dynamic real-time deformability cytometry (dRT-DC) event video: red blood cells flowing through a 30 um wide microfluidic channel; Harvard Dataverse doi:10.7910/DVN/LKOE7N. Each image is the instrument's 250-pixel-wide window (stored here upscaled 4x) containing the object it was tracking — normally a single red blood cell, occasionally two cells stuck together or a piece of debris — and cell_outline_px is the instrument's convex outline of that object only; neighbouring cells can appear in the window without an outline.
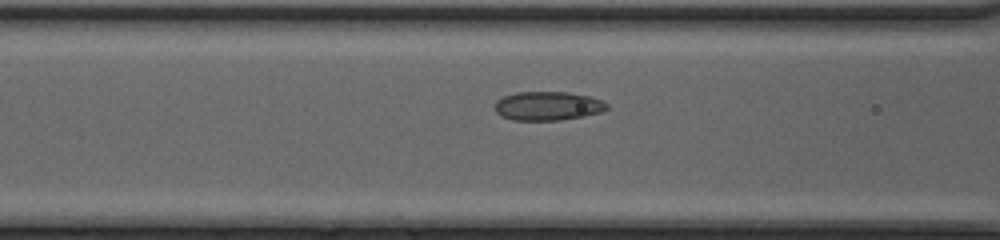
{"species": "common noctule bat (a hibernating species)", "species_latin": "Nyctalus noctula", "temperature_condition": "cold", "stored_images_in_passage": 41, "camera_frame_rate_fps": 3000, "um_per_image_px": 0.085, "animal": {"sex": "female", "body_mass_g": 20.0, "forearm_length_mm": 54.0}, "frame": {"image": 1, "passage_image": 13, "time_ms": 4.0, "image_size_px": [1000, 240], "cell_outline_px": [[608, 108], [600, 112], [584, 116], [560, 120], [512, 120], [500, 116], [496, 112], [496, 100], [504, 96], [516, 92], [568, 92], [588, 96], [600, 100], [608, 104]], "centroid_in_image_um": [46.54, 9.01], "position_along_channel_um": 120.1, "area_um2": 18.79}}
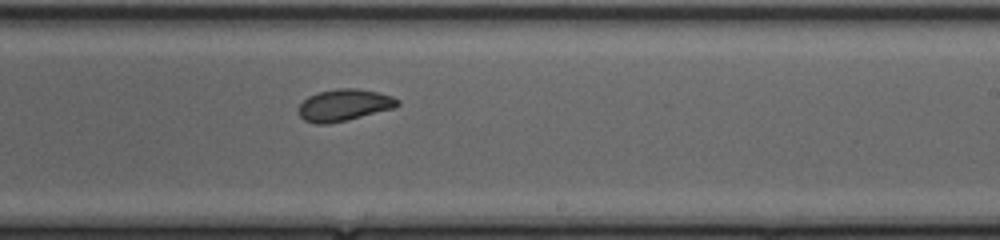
{"frame": {"image": 2, "passage_image": 23, "time_ms": 7.333, "image_size_px": [1000, 240], "cell_outline_px": [[400, 104], [396, 108], [348, 120], [328, 124], [316, 124], [304, 120], [300, 116], [300, 104], [308, 96], [316, 92], [336, 88], [356, 88], [376, 92], [392, 96], [400, 100]], "centroid_in_image_um": [29.28, 8.93], "position_along_channel_um": 259.7, "area_um2": 18.5}}
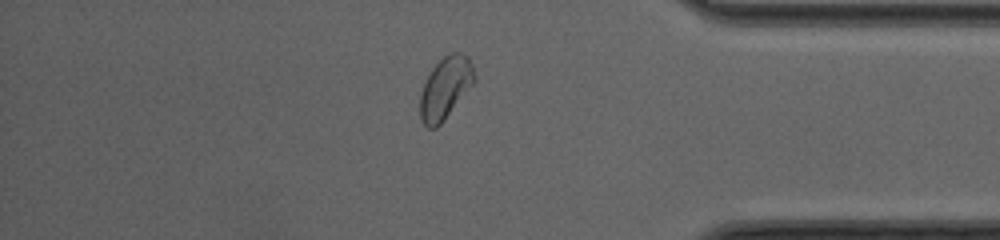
{"frame": {"image": 3, "passage_image": 34, "time_ms": 11.0, "image_size_px": [1000, 240], "cell_outline_px": [[476, 80], [444, 120], [436, 128], [428, 128], [420, 120], [420, 92], [432, 68], [444, 56], [452, 52], [456, 52], [468, 56], [472, 64], [476, 76]], "centroid_in_image_um": [37.86, 7.48], "position_along_channel_um": 397.3, "area_um2": 19.48}, "authors_computed_cell_mechanics": {"area_um2": 18.7272, "velocity_mm_per_s": 4.1989, "shape_relaxation_time_tau1_ms": null, "shape_relaxation_time_tau2_ms": 1.2629, "deformation_change_tau1": null, "deformation_change_tau2": 0.0467}}